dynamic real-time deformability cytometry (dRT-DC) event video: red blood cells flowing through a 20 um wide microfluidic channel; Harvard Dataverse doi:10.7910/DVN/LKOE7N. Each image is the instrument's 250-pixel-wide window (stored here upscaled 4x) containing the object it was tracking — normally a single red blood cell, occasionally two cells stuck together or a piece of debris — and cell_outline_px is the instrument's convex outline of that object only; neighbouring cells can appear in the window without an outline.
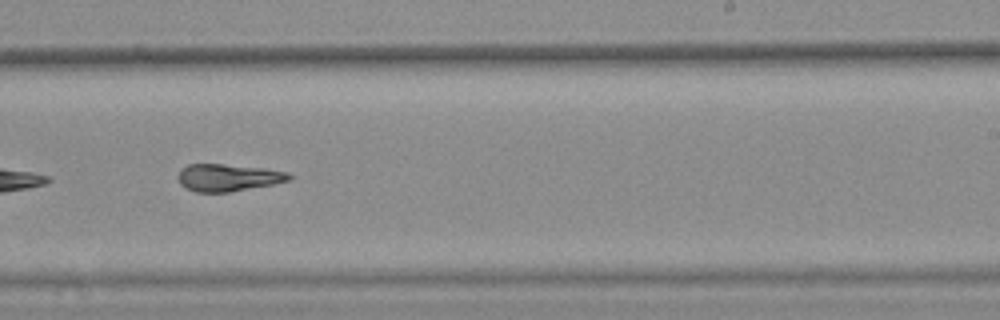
{"species": "common noctule bat (a hibernating species)", "species_latin": "Nyctalus noctula", "temperature_condition": "warm", "stored_images_in_passage": 31, "camera_frame_rate_fps": 3000, "um_per_image_px": 0.085, "animal": {"sex": "female", "body_mass_g": 25.1}, "frame": {"image": 1, "passage_image": 22, "time_ms": 7.0, "image_size_px": [1000, 320], "cell_outline_px": [[292, 180], [272, 184], [228, 192], [196, 192], [180, 184], [176, 176], [180, 168], [188, 164], [220, 164], [264, 168], [288, 172], [292, 176]], "centroid_in_image_um": [19.36, 15.08], "position_along_channel_um": 269.6, "area_um2": 17.63}, "authors_computed_cell_mechanics": {"area_um2": 18.3226, "velocity_mm_per_s": 3.86, "shape_relaxation_time_tau1_ms": null, "shape_relaxation_time_tau2_ms": 3.014, "deformation_change_tau1": null, "deformation_change_tau2": 0.1192}}